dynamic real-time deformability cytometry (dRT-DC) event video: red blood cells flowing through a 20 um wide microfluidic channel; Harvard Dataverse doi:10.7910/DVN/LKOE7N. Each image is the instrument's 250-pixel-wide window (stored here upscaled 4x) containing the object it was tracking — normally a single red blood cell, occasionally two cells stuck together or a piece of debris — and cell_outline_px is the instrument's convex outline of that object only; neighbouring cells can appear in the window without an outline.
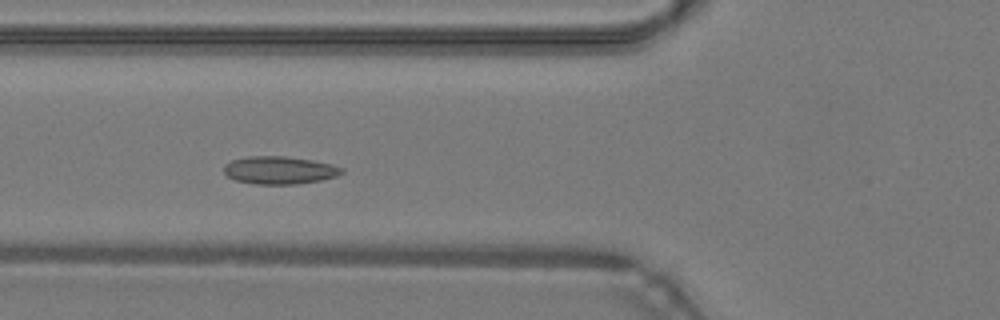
{"species": "common noctule bat (a hibernating species)", "species_latin": "Nyctalus noctula", "temperature_condition": "warm", "stored_images_in_passage": 44, "camera_frame_rate_fps": 3000, "um_per_image_px": 0.085, "animal": {"sex": "male", "body_mass_g": 19.2, "forearm_length_mm": 51.8}, "frame": {"image": 1, "passage_image": 14, "time_ms": 4.333, "image_size_px": [1000, 320], "cell_outline_px": [[344, 172], [336, 176], [320, 180], [296, 184], [256, 184], [236, 180], [228, 176], [224, 172], [224, 164], [232, 160], [248, 156], [284, 156], [312, 160], [332, 164], [344, 168]], "centroid_in_image_um": [23.76, 14.46], "position_along_channel_um": 102.0, "area_um2": 19.02}}
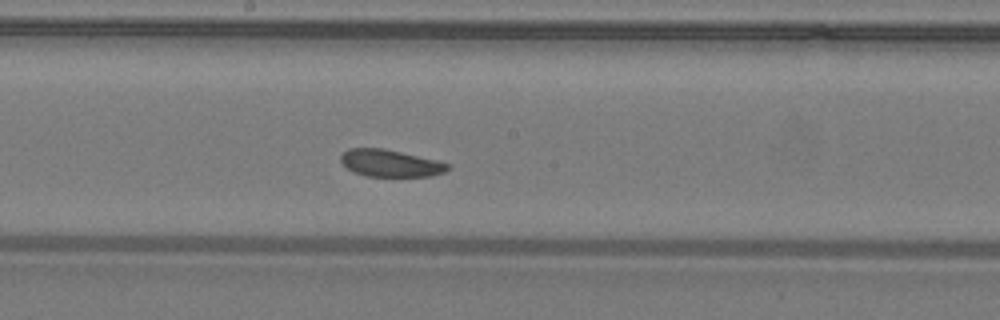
{"frame": {"image": 2, "passage_image": 22, "time_ms": 7.0, "image_size_px": [1000, 320], "cell_outline_px": [[448, 168], [444, 172], [432, 176], [364, 176], [352, 172], [340, 160], [340, 156], [348, 148], [384, 148], [436, 160], [448, 164]], "centroid_in_image_um": [33.13, 13.87], "position_along_channel_um": 215.1, "area_um2": 16.76}}
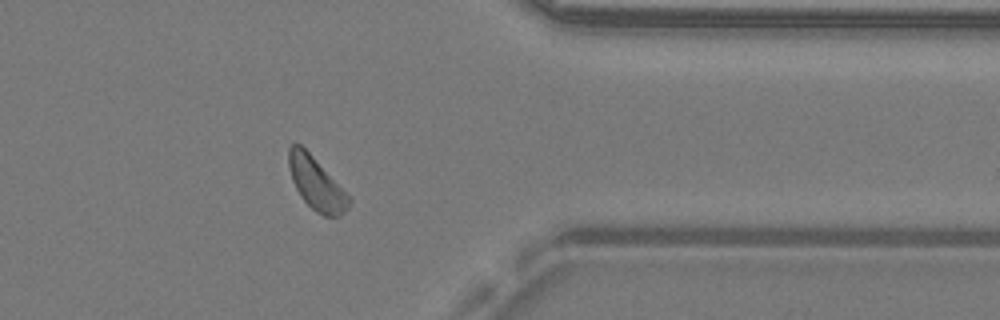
{"frame": {"image": 3, "passage_image": 35, "time_ms": 11.333, "image_size_px": [1000, 320], "cell_outline_px": [[352, 200], [348, 208], [340, 216], [324, 216], [316, 212], [300, 196], [292, 180], [288, 168], [288, 148], [292, 144], [300, 144], [312, 156]], "centroid_in_image_um": [26.85, 15.61], "position_along_channel_um": 384.5, "area_um2": 17.98}}